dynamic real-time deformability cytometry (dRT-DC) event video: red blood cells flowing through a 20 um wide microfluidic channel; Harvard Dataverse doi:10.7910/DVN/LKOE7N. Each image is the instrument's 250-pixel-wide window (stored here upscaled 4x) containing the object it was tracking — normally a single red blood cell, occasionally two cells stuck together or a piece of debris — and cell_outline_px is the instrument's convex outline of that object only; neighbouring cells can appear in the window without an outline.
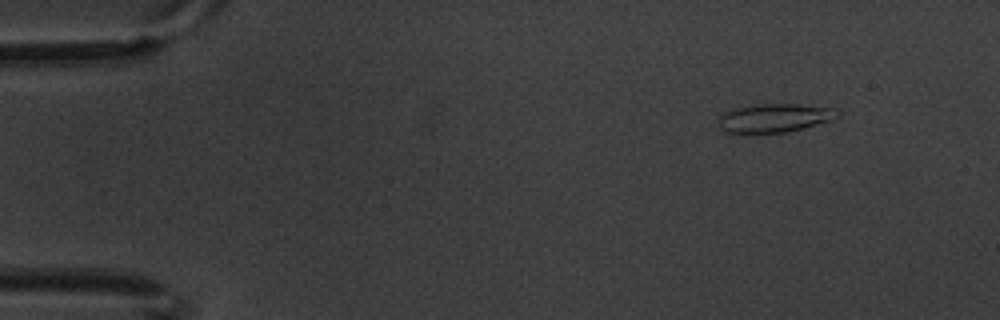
{"species": "common noctule bat (a hibernating species)", "species_latin": "Nyctalus noctula", "temperature_condition": "warm", "stored_images_in_passage": 5, "camera_frame_rate_fps": 3000, "um_per_image_px": 0.085, "animal": {"sex": "male", "body_mass_g": 20.1, "forearm_length_mm": 53.5}, "frame": {"image": 1, "passage_image": 2, "time_ms": 0.333, "image_size_px": [1000, 320], "cell_outline_px": [[840, 112], [832, 120], [804, 128], [788, 132], [724, 132], [720, 128], [720, 116], [724, 112], [736, 108], [756, 104], [796, 104], [832, 108]], "centroid_in_image_um": [65.84, 10.02], "position_along_channel_um": 19.2, "area_um2": 19.48}}
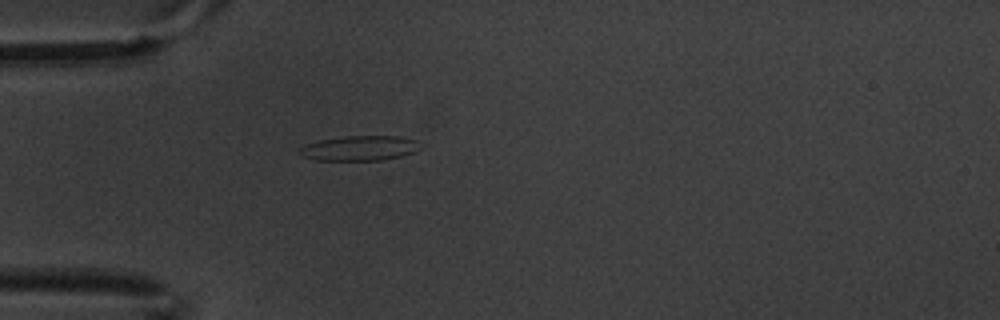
{"frame": {"image": 2, "passage_image": 5, "time_ms": 1.333, "image_size_px": [1000, 320], "cell_outline_px": [[420, 148], [416, 152], [400, 156], [380, 160], [316, 160], [300, 156], [296, 152], [304, 144], [320, 140], [344, 136], [400, 136], [416, 140]], "centroid_in_image_um": [30.51, 12.59], "position_along_channel_um": 54.5, "area_um2": 17.63}}